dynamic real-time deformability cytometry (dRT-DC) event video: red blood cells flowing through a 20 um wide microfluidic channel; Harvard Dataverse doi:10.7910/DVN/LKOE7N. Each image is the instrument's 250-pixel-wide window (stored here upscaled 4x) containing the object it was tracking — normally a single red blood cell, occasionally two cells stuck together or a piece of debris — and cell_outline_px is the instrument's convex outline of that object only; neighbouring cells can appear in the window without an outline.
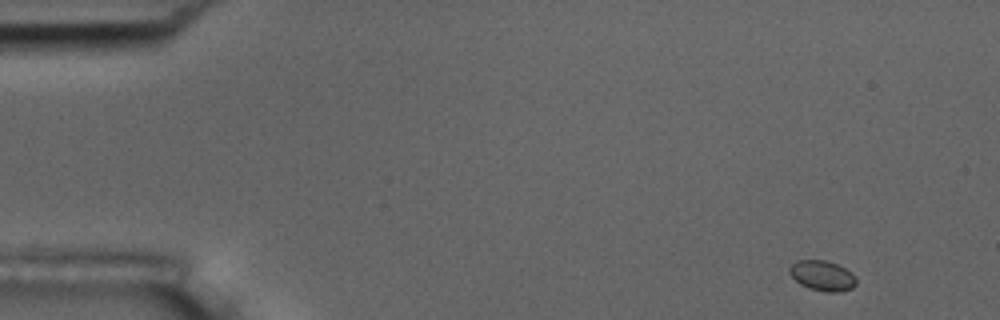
{"species": "common noctule bat (a hibernating species)", "species_latin": "Nyctalus noctula", "temperature_condition": "room temperature", "stored_images_in_passage": 52, "camera_frame_rate_fps": 3000, "um_per_image_px": 0.085, "animal": {"sex": "male", "body_mass_g": 17.5, "forearm_length_mm": 52.3}, "frame": {"image": 1, "passage_image": 1, "time_ms": 0.0, "image_size_px": [1000, 320], "cell_outline_px": [[856, 284], [852, 288], [840, 292], [824, 292], [808, 288], [800, 284], [788, 272], [788, 268], [796, 260], [824, 260], [836, 264], [852, 272], [856, 276]], "centroid_in_image_um": [69.9, 23.44], "position_along_channel_um": 15.1, "area_um2": 11.85}}
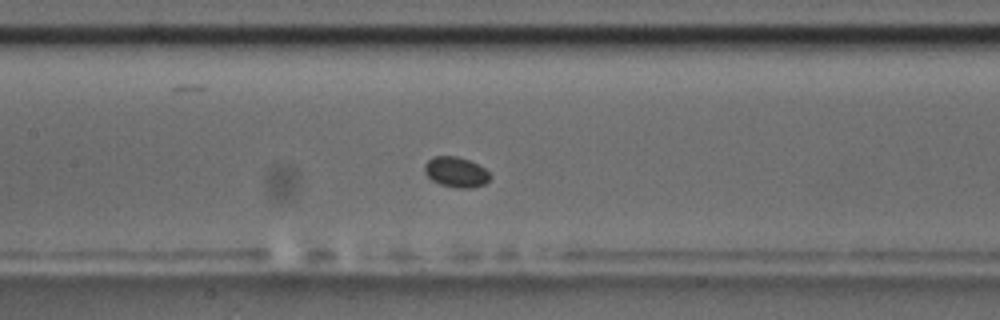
{"frame": {"image": 2, "passage_image": 23, "time_ms": 7.333, "image_size_px": [1000, 320], "cell_outline_px": [[492, 176], [484, 184], [472, 188], [456, 188], [440, 184], [432, 180], [424, 172], [424, 164], [432, 156], [456, 156], [468, 160], [484, 168]], "centroid_in_image_um": [38.74, 14.63], "position_along_channel_um": 168.7, "area_um2": 11.56}}
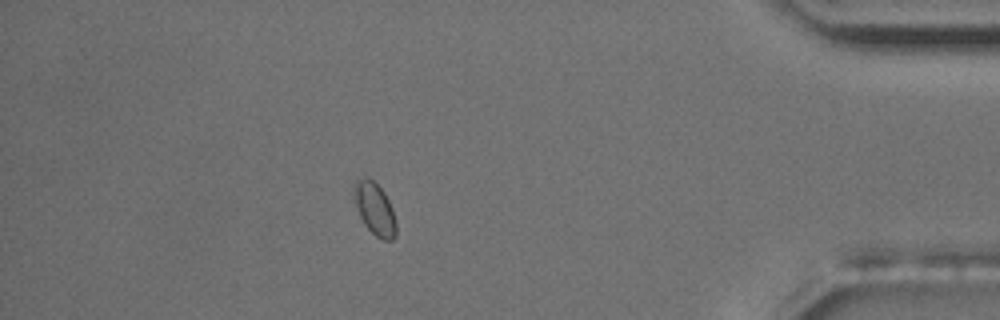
{"frame": {"image": 3, "passage_image": 46, "time_ms": 15.0, "image_size_px": [1000, 320], "cell_outline_px": [[396, 236], [392, 240], [384, 240], [376, 236], [364, 224], [356, 208], [356, 180], [364, 176], [368, 176], [384, 192], [392, 208], [396, 220]], "centroid_in_image_um": [31.89, 17.78], "position_along_channel_um": 403.3, "area_um2": 12.54}}